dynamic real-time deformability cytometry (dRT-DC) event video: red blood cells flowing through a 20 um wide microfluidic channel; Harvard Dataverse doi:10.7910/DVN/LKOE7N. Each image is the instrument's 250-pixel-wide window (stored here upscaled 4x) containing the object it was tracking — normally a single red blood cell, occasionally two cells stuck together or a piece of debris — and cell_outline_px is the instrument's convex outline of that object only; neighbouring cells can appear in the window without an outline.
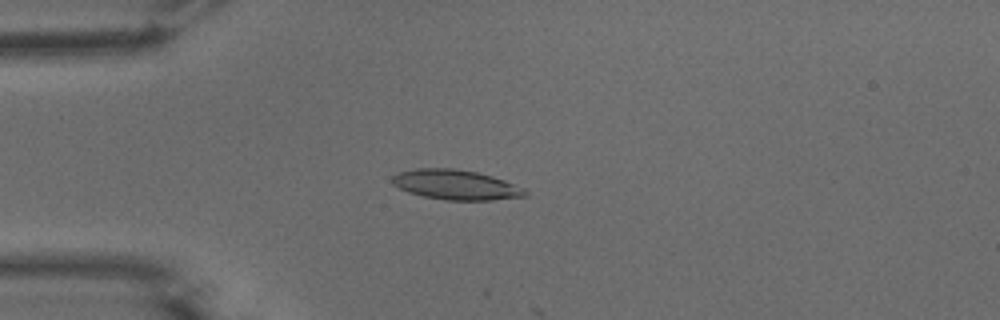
{"species": "common noctule bat (a hibernating species)", "species_latin": "Nyctalus noctula", "temperature_condition": "warm", "stored_images_in_passage": 2, "camera_frame_rate_fps": 3000, "um_per_image_px": 0.085, "animal": {"sex": "male", "body_mass_g": 15.6}, "frame": {"image": 1, "passage_image": 1, "time_ms": 0.0, "image_size_px": [1000, 320], "cell_outline_px": [[528, 196], [492, 200], [444, 200], [424, 196], [408, 192], [392, 184], [392, 176], [400, 172], [416, 168], [452, 168], [476, 172], [492, 176], [504, 180], [524, 188], [528, 192]], "centroid_in_image_um": [38.76, 15.71], "position_along_channel_um": 46.2, "area_um2": 23.12}}